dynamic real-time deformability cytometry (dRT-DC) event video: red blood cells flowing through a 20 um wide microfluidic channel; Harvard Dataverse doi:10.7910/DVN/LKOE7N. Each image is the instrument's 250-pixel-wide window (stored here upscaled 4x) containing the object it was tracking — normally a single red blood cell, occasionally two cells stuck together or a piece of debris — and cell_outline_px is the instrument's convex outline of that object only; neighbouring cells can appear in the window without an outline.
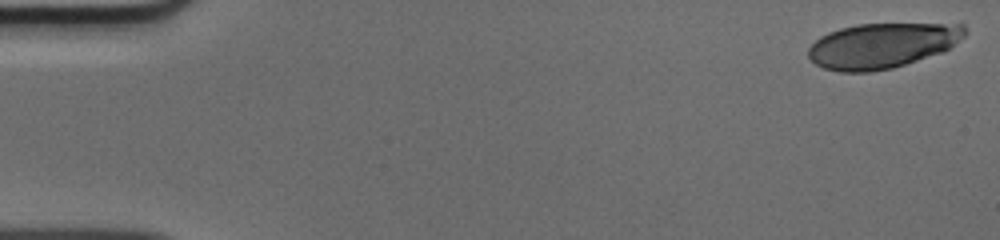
{"species": "human", "species_latin": "Homo sapiens", "temperature_condition": "cold", "stored_images_in_passage": 16, "camera_frame_rate_fps": 3000, "um_per_image_px": 0.085, "donor": {"sex": "male"}, "frame": {"image": 1, "passage_image": 1, "time_ms": 0.0, "image_size_px": [1000, 240], "cell_outline_px": [[964, 36], [944, 52], [892, 68], [868, 72], [840, 72], [824, 68], [816, 64], [808, 56], [808, 48], [820, 36], [828, 32], [840, 28], [856, 24], [964, 24]], "centroid_in_image_um": [74.95, 3.88], "position_along_channel_um": 10.1, "area_um2": 41.04}}
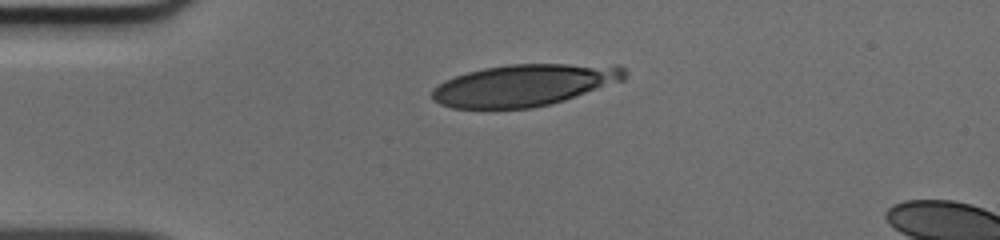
{"frame": {"image": 2, "passage_image": 12, "time_ms": 3.667, "image_size_px": [1000, 240], "cell_outline_px": [[628, 72], [624, 80], [564, 100], [532, 108], [452, 108], [440, 104], [432, 100], [432, 88], [444, 80], [468, 72], [484, 68], [508, 64], [616, 64], [624, 68]], "centroid_in_image_um": [44.57, 7.22], "position_along_channel_um": 40.4, "area_um2": 46.99}}